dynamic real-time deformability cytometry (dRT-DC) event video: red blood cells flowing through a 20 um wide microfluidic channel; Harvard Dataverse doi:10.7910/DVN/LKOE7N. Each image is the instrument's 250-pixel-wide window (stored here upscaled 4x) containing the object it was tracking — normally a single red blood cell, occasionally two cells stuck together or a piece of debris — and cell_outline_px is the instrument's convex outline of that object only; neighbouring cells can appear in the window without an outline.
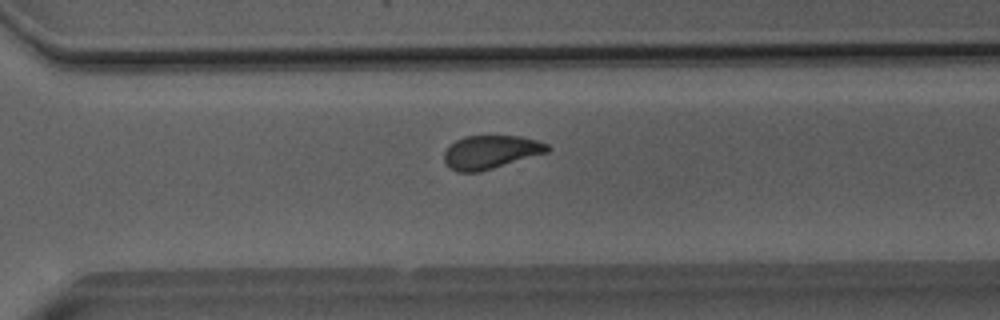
{"species": "Egyptian fruit bat (a non-hibernating species)", "species_latin": "Rousettus aegyptiacus", "temperature_condition": "room temperature", "stored_images_in_passage": 31, "camera_frame_rate_fps": 3000, "um_per_image_px": 0.085, "animal": {"sex": "male"}, "frame": {"image": 1, "passage_image": 27, "time_ms": 8.667, "image_size_px": [1000, 320], "cell_outline_px": [[552, 148], [548, 152], [480, 172], [456, 172], [448, 168], [444, 164], [444, 152], [456, 140], [464, 136], [520, 136], [536, 140], [548, 144]], "centroid_in_image_um": [41.69, 12.94], "position_along_channel_um": 328.9, "area_um2": 20.23}}